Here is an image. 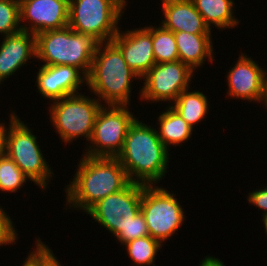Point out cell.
Listing matches in <instances>:
<instances>
[{
  "mask_svg": "<svg viewBox=\"0 0 267 266\" xmlns=\"http://www.w3.org/2000/svg\"><path fill=\"white\" fill-rule=\"evenodd\" d=\"M164 20L161 25L172 32L211 34L191 0H162Z\"/></svg>",
  "mask_w": 267,
  "mask_h": 266,
  "instance_id": "17",
  "label": "cell"
},
{
  "mask_svg": "<svg viewBox=\"0 0 267 266\" xmlns=\"http://www.w3.org/2000/svg\"><path fill=\"white\" fill-rule=\"evenodd\" d=\"M169 108V109H168ZM160 141L169 150V145L177 146L192 136L193 128L170 105L158 116Z\"/></svg>",
  "mask_w": 267,
  "mask_h": 266,
  "instance_id": "20",
  "label": "cell"
},
{
  "mask_svg": "<svg viewBox=\"0 0 267 266\" xmlns=\"http://www.w3.org/2000/svg\"><path fill=\"white\" fill-rule=\"evenodd\" d=\"M189 90L182 91L173 105L170 106L180 114L191 128H194L196 123L205 119L210 105H208V99L204 93L198 90L192 92Z\"/></svg>",
  "mask_w": 267,
  "mask_h": 266,
  "instance_id": "21",
  "label": "cell"
},
{
  "mask_svg": "<svg viewBox=\"0 0 267 266\" xmlns=\"http://www.w3.org/2000/svg\"><path fill=\"white\" fill-rule=\"evenodd\" d=\"M14 227L9 214H6L5 210L0 206V246L15 244L18 234L15 232Z\"/></svg>",
  "mask_w": 267,
  "mask_h": 266,
  "instance_id": "27",
  "label": "cell"
},
{
  "mask_svg": "<svg viewBox=\"0 0 267 266\" xmlns=\"http://www.w3.org/2000/svg\"><path fill=\"white\" fill-rule=\"evenodd\" d=\"M38 69L35 84L38 92L50 101L79 93L81 85L87 82V76L71 65H41Z\"/></svg>",
  "mask_w": 267,
  "mask_h": 266,
  "instance_id": "15",
  "label": "cell"
},
{
  "mask_svg": "<svg viewBox=\"0 0 267 266\" xmlns=\"http://www.w3.org/2000/svg\"><path fill=\"white\" fill-rule=\"evenodd\" d=\"M73 180L65 187L66 205L87 212L108 195L123 190L129 183L127 173L116 157L82 155Z\"/></svg>",
  "mask_w": 267,
  "mask_h": 266,
  "instance_id": "1",
  "label": "cell"
},
{
  "mask_svg": "<svg viewBox=\"0 0 267 266\" xmlns=\"http://www.w3.org/2000/svg\"><path fill=\"white\" fill-rule=\"evenodd\" d=\"M6 127L4 123H0V157L5 155Z\"/></svg>",
  "mask_w": 267,
  "mask_h": 266,
  "instance_id": "30",
  "label": "cell"
},
{
  "mask_svg": "<svg viewBox=\"0 0 267 266\" xmlns=\"http://www.w3.org/2000/svg\"><path fill=\"white\" fill-rule=\"evenodd\" d=\"M9 121V128H6L5 154L17 164L30 181L45 190L53 177V172L42 154L37 136L13 111Z\"/></svg>",
  "mask_w": 267,
  "mask_h": 266,
  "instance_id": "5",
  "label": "cell"
},
{
  "mask_svg": "<svg viewBox=\"0 0 267 266\" xmlns=\"http://www.w3.org/2000/svg\"><path fill=\"white\" fill-rule=\"evenodd\" d=\"M157 185H143L140 211L146 220L149 235L163 243L170 239L184 222V209L170 193Z\"/></svg>",
  "mask_w": 267,
  "mask_h": 266,
  "instance_id": "8",
  "label": "cell"
},
{
  "mask_svg": "<svg viewBox=\"0 0 267 266\" xmlns=\"http://www.w3.org/2000/svg\"><path fill=\"white\" fill-rule=\"evenodd\" d=\"M21 24L19 0H0V33L16 34L21 31Z\"/></svg>",
  "mask_w": 267,
  "mask_h": 266,
  "instance_id": "25",
  "label": "cell"
},
{
  "mask_svg": "<svg viewBox=\"0 0 267 266\" xmlns=\"http://www.w3.org/2000/svg\"><path fill=\"white\" fill-rule=\"evenodd\" d=\"M122 15L114 0H70L68 26L98 43L108 42L118 33Z\"/></svg>",
  "mask_w": 267,
  "mask_h": 266,
  "instance_id": "6",
  "label": "cell"
},
{
  "mask_svg": "<svg viewBox=\"0 0 267 266\" xmlns=\"http://www.w3.org/2000/svg\"><path fill=\"white\" fill-rule=\"evenodd\" d=\"M234 67L227 73L230 98H240L249 102H264L266 69L263 70L251 57L241 54Z\"/></svg>",
  "mask_w": 267,
  "mask_h": 266,
  "instance_id": "13",
  "label": "cell"
},
{
  "mask_svg": "<svg viewBox=\"0 0 267 266\" xmlns=\"http://www.w3.org/2000/svg\"><path fill=\"white\" fill-rule=\"evenodd\" d=\"M264 106L267 109V74H266V85H265V97H264Z\"/></svg>",
  "mask_w": 267,
  "mask_h": 266,
  "instance_id": "32",
  "label": "cell"
},
{
  "mask_svg": "<svg viewBox=\"0 0 267 266\" xmlns=\"http://www.w3.org/2000/svg\"><path fill=\"white\" fill-rule=\"evenodd\" d=\"M135 119L128 106L102 105L95 118L89 140L90 146H87L84 155L117 157L123 148L129 127Z\"/></svg>",
  "mask_w": 267,
  "mask_h": 266,
  "instance_id": "9",
  "label": "cell"
},
{
  "mask_svg": "<svg viewBox=\"0 0 267 266\" xmlns=\"http://www.w3.org/2000/svg\"><path fill=\"white\" fill-rule=\"evenodd\" d=\"M135 78L140 79L112 41L98 43L86 85L101 103L129 106L131 81Z\"/></svg>",
  "mask_w": 267,
  "mask_h": 266,
  "instance_id": "3",
  "label": "cell"
},
{
  "mask_svg": "<svg viewBox=\"0 0 267 266\" xmlns=\"http://www.w3.org/2000/svg\"><path fill=\"white\" fill-rule=\"evenodd\" d=\"M162 245L160 241L148 235L131 240L123 246L137 266H155V256L159 249H162Z\"/></svg>",
  "mask_w": 267,
  "mask_h": 266,
  "instance_id": "23",
  "label": "cell"
},
{
  "mask_svg": "<svg viewBox=\"0 0 267 266\" xmlns=\"http://www.w3.org/2000/svg\"><path fill=\"white\" fill-rule=\"evenodd\" d=\"M142 190V184L130 182L123 190L97 202L86 213L116 237L139 213Z\"/></svg>",
  "mask_w": 267,
  "mask_h": 266,
  "instance_id": "10",
  "label": "cell"
},
{
  "mask_svg": "<svg viewBox=\"0 0 267 266\" xmlns=\"http://www.w3.org/2000/svg\"><path fill=\"white\" fill-rule=\"evenodd\" d=\"M169 151L160 141L157 129L136 118L116 158L124 167L130 182L154 185L162 181L167 173Z\"/></svg>",
  "mask_w": 267,
  "mask_h": 266,
  "instance_id": "2",
  "label": "cell"
},
{
  "mask_svg": "<svg viewBox=\"0 0 267 266\" xmlns=\"http://www.w3.org/2000/svg\"><path fill=\"white\" fill-rule=\"evenodd\" d=\"M121 51L128 67L141 78L156 64L152 44V25L118 33L111 40Z\"/></svg>",
  "mask_w": 267,
  "mask_h": 266,
  "instance_id": "14",
  "label": "cell"
},
{
  "mask_svg": "<svg viewBox=\"0 0 267 266\" xmlns=\"http://www.w3.org/2000/svg\"><path fill=\"white\" fill-rule=\"evenodd\" d=\"M101 107L96 96L92 99L80 93L68 95L50 104V121L63 142L70 144L80 136L89 142Z\"/></svg>",
  "mask_w": 267,
  "mask_h": 266,
  "instance_id": "7",
  "label": "cell"
},
{
  "mask_svg": "<svg viewBox=\"0 0 267 266\" xmlns=\"http://www.w3.org/2000/svg\"><path fill=\"white\" fill-rule=\"evenodd\" d=\"M199 266H225L219 258L206 256L203 258V260L200 262Z\"/></svg>",
  "mask_w": 267,
  "mask_h": 266,
  "instance_id": "29",
  "label": "cell"
},
{
  "mask_svg": "<svg viewBox=\"0 0 267 266\" xmlns=\"http://www.w3.org/2000/svg\"><path fill=\"white\" fill-rule=\"evenodd\" d=\"M122 9H126L125 7H126V5H128L127 4V0H114Z\"/></svg>",
  "mask_w": 267,
  "mask_h": 266,
  "instance_id": "31",
  "label": "cell"
},
{
  "mask_svg": "<svg viewBox=\"0 0 267 266\" xmlns=\"http://www.w3.org/2000/svg\"><path fill=\"white\" fill-rule=\"evenodd\" d=\"M29 180L6 154L0 157V191L16 193Z\"/></svg>",
  "mask_w": 267,
  "mask_h": 266,
  "instance_id": "24",
  "label": "cell"
},
{
  "mask_svg": "<svg viewBox=\"0 0 267 266\" xmlns=\"http://www.w3.org/2000/svg\"><path fill=\"white\" fill-rule=\"evenodd\" d=\"M98 42L69 26L36 35V58L44 66L71 65L89 74Z\"/></svg>",
  "mask_w": 267,
  "mask_h": 266,
  "instance_id": "4",
  "label": "cell"
},
{
  "mask_svg": "<svg viewBox=\"0 0 267 266\" xmlns=\"http://www.w3.org/2000/svg\"><path fill=\"white\" fill-rule=\"evenodd\" d=\"M194 76V71L180 60L167 63H156L141 78L144 86L140 98L148 102L173 103L178 95L187 89Z\"/></svg>",
  "mask_w": 267,
  "mask_h": 266,
  "instance_id": "11",
  "label": "cell"
},
{
  "mask_svg": "<svg viewBox=\"0 0 267 266\" xmlns=\"http://www.w3.org/2000/svg\"><path fill=\"white\" fill-rule=\"evenodd\" d=\"M59 1H66L68 4L70 3V0H59Z\"/></svg>",
  "mask_w": 267,
  "mask_h": 266,
  "instance_id": "34",
  "label": "cell"
},
{
  "mask_svg": "<svg viewBox=\"0 0 267 266\" xmlns=\"http://www.w3.org/2000/svg\"><path fill=\"white\" fill-rule=\"evenodd\" d=\"M33 57L36 58V35L21 30L4 36L0 44V80L4 82Z\"/></svg>",
  "mask_w": 267,
  "mask_h": 266,
  "instance_id": "16",
  "label": "cell"
},
{
  "mask_svg": "<svg viewBox=\"0 0 267 266\" xmlns=\"http://www.w3.org/2000/svg\"><path fill=\"white\" fill-rule=\"evenodd\" d=\"M248 202L251 205L258 207L259 209L263 210V215H267V186L262 189H257L248 193Z\"/></svg>",
  "mask_w": 267,
  "mask_h": 266,
  "instance_id": "28",
  "label": "cell"
},
{
  "mask_svg": "<svg viewBox=\"0 0 267 266\" xmlns=\"http://www.w3.org/2000/svg\"><path fill=\"white\" fill-rule=\"evenodd\" d=\"M152 44L156 63L175 62L179 60L174 32L160 26H152Z\"/></svg>",
  "mask_w": 267,
  "mask_h": 266,
  "instance_id": "22",
  "label": "cell"
},
{
  "mask_svg": "<svg viewBox=\"0 0 267 266\" xmlns=\"http://www.w3.org/2000/svg\"><path fill=\"white\" fill-rule=\"evenodd\" d=\"M148 228L144 215L141 211L137 213L132 219L131 222L127 225L125 230H122L117 236V240L121 245L126 244L127 242L143 237L148 236Z\"/></svg>",
  "mask_w": 267,
  "mask_h": 266,
  "instance_id": "26",
  "label": "cell"
},
{
  "mask_svg": "<svg viewBox=\"0 0 267 266\" xmlns=\"http://www.w3.org/2000/svg\"><path fill=\"white\" fill-rule=\"evenodd\" d=\"M19 3L20 22H26V24H21L22 31L37 35L45 31L62 29L68 26L69 4L66 1L19 0Z\"/></svg>",
  "mask_w": 267,
  "mask_h": 266,
  "instance_id": "12",
  "label": "cell"
},
{
  "mask_svg": "<svg viewBox=\"0 0 267 266\" xmlns=\"http://www.w3.org/2000/svg\"><path fill=\"white\" fill-rule=\"evenodd\" d=\"M211 36V34L174 32L179 60L189 66L194 72L205 64L206 58L213 62L215 57Z\"/></svg>",
  "mask_w": 267,
  "mask_h": 266,
  "instance_id": "18",
  "label": "cell"
},
{
  "mask_svg": "<svg viewBox=\"0 0 267 266\" xmlns=\"http://www.w3.org/2000/svg\"><path fill=\"white\" fill-rule=\"evenodd\" d=\"M262 217H263L262 221H263V224H264V227H265V232L267 234V215H264Z\"/></svg>",
  "mask_w": 267,
  "mask_h": 266,
  "instance_id": "33",
  "label": "cell"
},
{
  "mask_svg": "<svg viewBox=\"0 0 267 266\" xmlns=\"http://www.w3.org/2000/svg\"><path fill=\"white\" fill-rule=\"evenodd\" d=\"M201 14L204 23L212 29L213 24L218 29L234 28L239 20L234 16L233 0H191Z\"/></svg>",
  "mask_w": 267,
  "mask_h": 266,
  "instance_id": "19",
  "label": "cell"
}]
</instances>
